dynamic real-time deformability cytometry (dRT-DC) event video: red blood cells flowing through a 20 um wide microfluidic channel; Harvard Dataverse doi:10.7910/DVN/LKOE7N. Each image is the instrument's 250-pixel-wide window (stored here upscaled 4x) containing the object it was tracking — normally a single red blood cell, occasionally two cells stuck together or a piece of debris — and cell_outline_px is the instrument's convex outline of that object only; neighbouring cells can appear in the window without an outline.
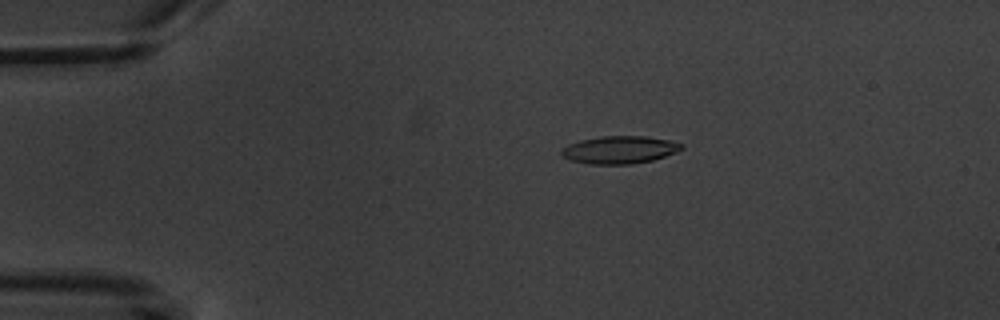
{"species": "common noctule bat (a hibernating species)", "species_latin": "Nyctalus noctula", "temperature_condition": "warm", "stored_images_in_passage": 2, "camera_frame_rate_fps": 3000, "um_per_image_px": 0.085, "animal": {"sex": "male", "body_mass_g": 20.1, "forearm_length_mm": 53.5}, "frame": {"image": 1, "passage_image": 1, "time_ms": 0.0, "image_size_px": [1000, 320], "cell_outline_px": [[684, 148], [676, 152], [652, 160], [632, 164], [592, 164], [572, 160], [560, 156], [560, 148], [568, 144], [580, 140], [600, 136], [644, 136], [668, 140], [684, 144]], "centroid_in_image_um": [52.63, 12.73], "position_along_channel_um": 32.4, "area_um2": 19.36}}